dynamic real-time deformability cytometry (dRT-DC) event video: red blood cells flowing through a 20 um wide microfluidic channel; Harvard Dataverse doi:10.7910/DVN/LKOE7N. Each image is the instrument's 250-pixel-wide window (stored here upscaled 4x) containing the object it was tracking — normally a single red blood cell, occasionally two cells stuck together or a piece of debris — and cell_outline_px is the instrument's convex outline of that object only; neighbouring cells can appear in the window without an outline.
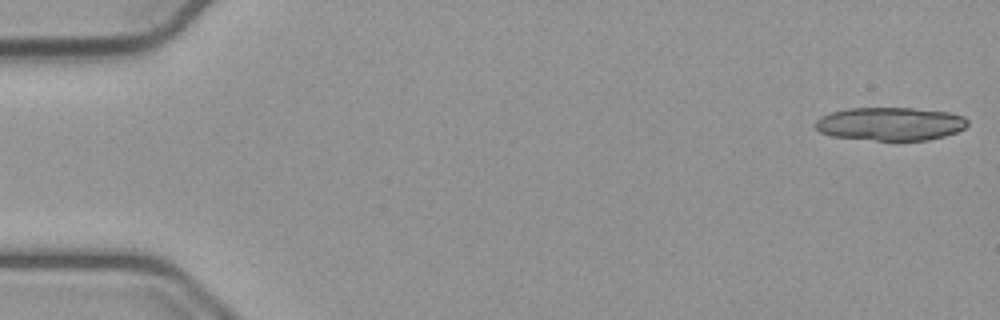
{"species": "common noctule bat (a hibernating species)", "species_latin": "Nyctalus noctula", "temperature_condition": "cold", "stored_images_in_passage": 19, "camera_frame_rate_fps": 3000, "um_per_image_px": 0.085, "animal": {"sex": "male", "body_mass_g": 23.1, "forearm_length_mm": 52.7}, "frame": {"image": 1, "passage_image": 1, "time_ms": 0.0, "image_size_px": [1000, 320], "cell_outline_px": [[968, 124], [964, 128], [956, 132], [944, 136], [928, 140], [896, 144], [832, 136], [820, 132], [816, 128], [816, 120], [820, 116], [832, 112], [848, 108], [912, 108], [948, 112], [964, 116], [968, 120]], "centroid_in_image_um": [75.68, 10.57], "position_along_channel_um": 9.3, "area_um2": 30.52}}